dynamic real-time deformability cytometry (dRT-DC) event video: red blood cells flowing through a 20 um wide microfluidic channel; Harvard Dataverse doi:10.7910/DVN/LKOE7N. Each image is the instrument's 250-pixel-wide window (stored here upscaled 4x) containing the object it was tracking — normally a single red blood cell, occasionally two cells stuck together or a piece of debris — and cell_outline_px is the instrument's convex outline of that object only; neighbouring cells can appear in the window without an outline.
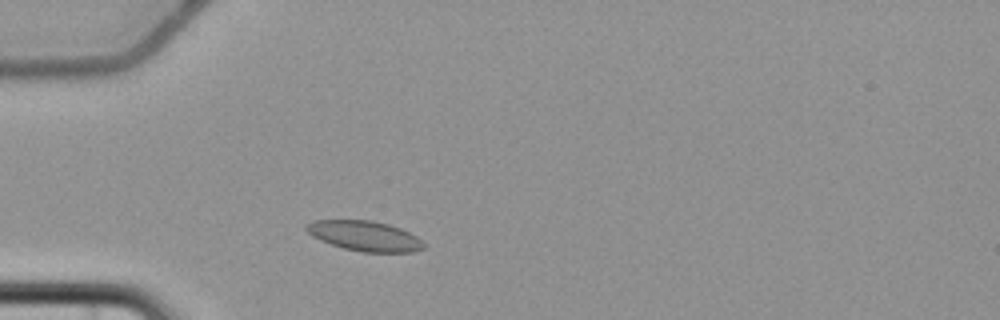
{"species": "common noctule bat (a hibernating species)", "species_latin": "Nyctalus noctula", "temperature_condition": "cold", "stored_images_in_passage": 3, "camera_frame_rate_fps": 3000, "um_per_image_px": 0.085, "animal": {"sex": "female", "body_mass_g": 22.7, "forearm_length_mm": 54.2}, "frame": {"image": 1, "passage_image": 2, "time_ms": 1.333, "image_size_px": [1000, 320], "cell_outline_px": [[424, 248], [412, 252], [360, 252], [344, 248], [320, 240], [312, 236], [304, 228], [304, 224], [312, 220], [372, 220], [388, 224], [400, 228], [416, 236], [424, 244]], "centroid_in_image_um": [30.96, 20.04], "position_along_channel_um": 54.0, "area_um2": 20.58}}